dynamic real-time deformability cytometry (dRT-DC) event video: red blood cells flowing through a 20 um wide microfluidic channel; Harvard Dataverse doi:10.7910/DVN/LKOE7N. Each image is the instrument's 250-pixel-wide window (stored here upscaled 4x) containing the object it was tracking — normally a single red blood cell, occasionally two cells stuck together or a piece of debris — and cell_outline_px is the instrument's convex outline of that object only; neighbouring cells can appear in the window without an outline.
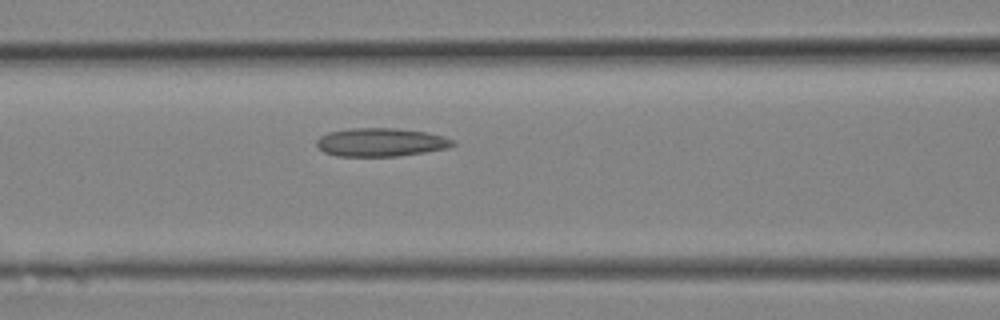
{"species": "Egyptian fruit bat (a non-hibernating species)", "species_latin": "Rousettus aegyptiacus", "temperature_condition": "room temperature", "stored_images_in_passage": 9, "camera_frame_rate_fps": 3000, "um_per_image_px": 0.085, "animal": {"sex": "female"}, "frame": {"image": 1, "passage_image": 9, "time_ms": 2.667, "image_size_px": [1000, 320], "cell_outline_px": [[456, 144], [448, 148], [424, 152], [396, 156], [336, 156], [324, 152], [316, 144], [316, 140], [320, 136], [328, 132], [352, 128], [396, 128], [424, 132], [444, 136], [456, 140]], "centroid_in_image_um": [32.38, 12.09], "position_along_channel_um": 134.2, "area_um2": 22.54}}